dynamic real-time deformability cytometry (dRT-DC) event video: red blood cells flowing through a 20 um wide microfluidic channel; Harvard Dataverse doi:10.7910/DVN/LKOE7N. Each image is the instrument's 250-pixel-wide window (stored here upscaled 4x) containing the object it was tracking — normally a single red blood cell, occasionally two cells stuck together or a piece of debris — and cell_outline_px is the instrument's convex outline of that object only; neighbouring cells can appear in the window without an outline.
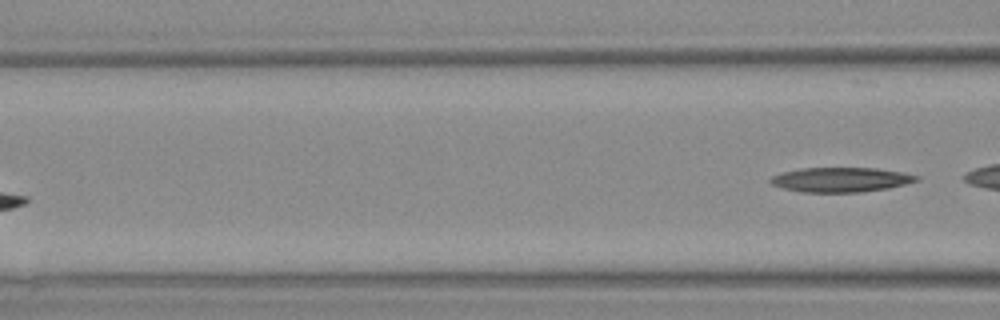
{"species": "Egyptian fruit bat (a non-hibernating species)", "species_latin": "Rousettus aegyptiacus", "temperature_condition": "warm", "stored_images_in_passage": 7, "segment_of_instrument_passage": [2, 2], "camera_frame_rate_fps": 3000, "um_per_image_px": 0.085, "animal": {"sex": "female"}, "frame": {"image": 1, "passage_image": 7, "time_ms": 8.667, "image_size_px": [1000, 320], "cell_outline_px": [[920, 180], [888, 188], [860, 192], [800, 192], [784, 188], [772, 184], [768, 180], [772, 176], [784, 172], [800, 168], [876, 168], [904, 172], [920, 176]], "centroid_in_image_um": [71.49, 15.27], "position_along_channel_um": 95.1, "area_um2": 20.92}}